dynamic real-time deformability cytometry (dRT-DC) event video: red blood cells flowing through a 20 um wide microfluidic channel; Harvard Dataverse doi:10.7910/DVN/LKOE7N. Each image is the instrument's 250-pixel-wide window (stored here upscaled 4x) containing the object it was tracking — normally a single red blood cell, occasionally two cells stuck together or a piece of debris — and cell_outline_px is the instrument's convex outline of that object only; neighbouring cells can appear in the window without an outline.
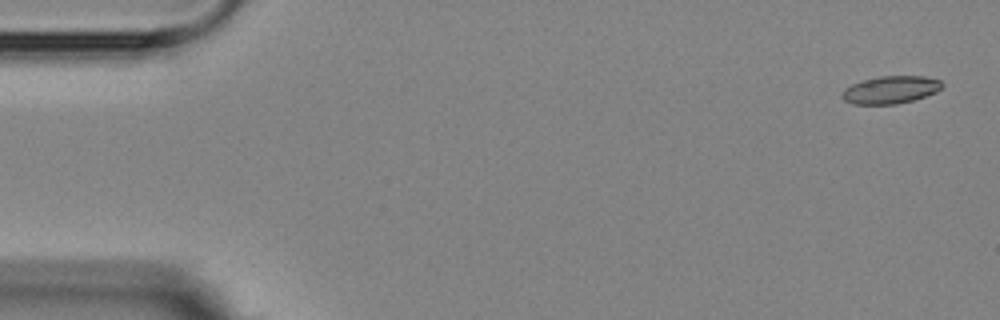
{"species": "Egyptian fruit bat (a non-hibernating species)", "species_latin": "Rousettus aegyptiacus", "temperature_condition": "room temperature", "stored_images_in_passage": 5, "camera_frame_rate_fps": 3000, "um_per_image_px": 0.085, "animal": {"sex": "female"}, "frame": {"image": 1, "passage_image": 1, "time_ms": 0.0, "image_size_px": [1000, 320], "cell_outline_px": [[944, 84], [936, 92], [912, 100], [896, 104], [852, 104], [844, 100], [840, 96], [840, 92], [844, 88], [852, 84], [864, 80], [880, 76], [924, 76], [940, 80]], "centroid_in_image_um": [75.66, 7.63], "position_along_channel_um": 9.3, "area_um2": 16.07}}
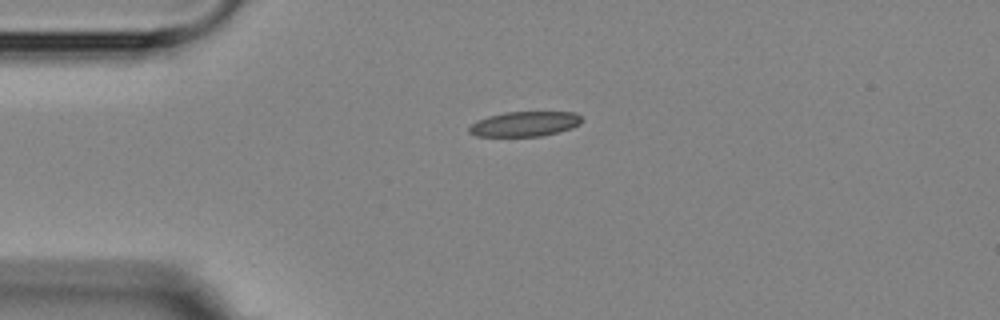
{"frame": {"image": 2, "passage_image": 4, "time_ms": 3.667, "image_size_px": [1000, 320], "cell_outline_px": [[580, 124], [572, 128], [540, 136], [476, 136], [468, 132], [468, 128], [476, 120], [488, 116], [504, 112], [576, 112], [580, 116]], "centroid_in_image_um": [44.56, 10.53], "position_along_channel_um": 40.4, "area_um2": 16.3}}